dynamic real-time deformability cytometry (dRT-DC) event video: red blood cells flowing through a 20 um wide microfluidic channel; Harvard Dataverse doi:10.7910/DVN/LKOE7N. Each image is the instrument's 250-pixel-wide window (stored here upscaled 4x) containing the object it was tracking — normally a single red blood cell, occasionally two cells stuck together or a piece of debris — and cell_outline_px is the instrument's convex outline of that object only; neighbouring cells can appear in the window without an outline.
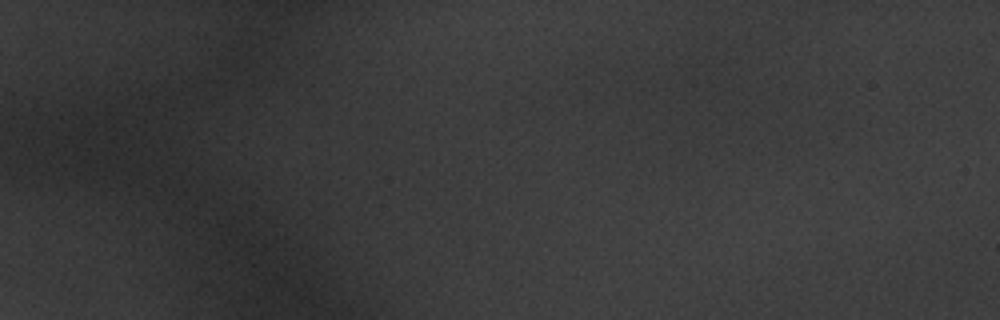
{"species": "common noctule bat (a hibernating species)", "species_latin": "Nyctalus noctula", "temperature_condition": "warm", "stored_images_in_passage": 4, "camera_frame_rate_fps": 3000, "um_per_image_px": 0.085, "animal": {"sex": "male", "body_mass_g": 20.1, "forearm_length_mm": 53.5}, "frame": {"image": 1, "passage_image": 1, "time_ms": 0.0, "image_size_px": [1000, 320], "cell_outline_px": [[768, 40], [716, 88], [688, 88], [668, 76], [668, 64], [692, 36], [768, 36]], "centroid_in_image_um": [60.51, 5.04], "position_along_channel_um": 24.5, "area_um2": 25.26}}